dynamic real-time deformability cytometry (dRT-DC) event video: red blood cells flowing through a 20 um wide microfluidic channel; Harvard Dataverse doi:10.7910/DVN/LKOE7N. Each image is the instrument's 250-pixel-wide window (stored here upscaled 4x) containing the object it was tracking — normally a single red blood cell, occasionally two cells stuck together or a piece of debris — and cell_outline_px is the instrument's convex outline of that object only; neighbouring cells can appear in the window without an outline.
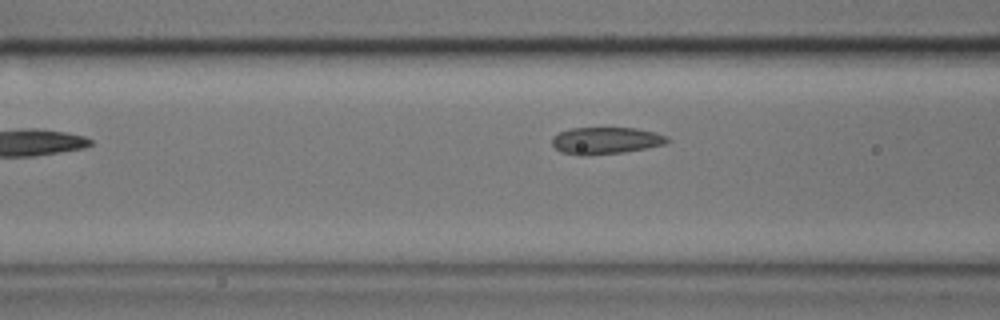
{"species": "common noctule bat (a hibernating species)", "species_latin": "Nyctalus noctula", "temperature_condition": "cold", "stored_images_in_passage": 5, "camera_frame_rate_fps": 3000, "um_per_image_px": 0.085, "animal": {"sex": "male", "body_mass_g": 17.9}, "frame": {"image": 1, "passage_image": 5, "time_ms": 1.333, "image_size_px": [1000, 320], "cell_outline_px": [[672, 140], [668, 144], [648, 148], [624, 152], [588, 156], [576, 156], [560, 152], [552, 144], [552, 136], [560, 132], [572, 128], [636, 128], [656, 132], [668, 136]], "centroid_in_image_um": [51.53, 11.96], "position_along_channel_um": 115.1, "area_um2": 18.55}}